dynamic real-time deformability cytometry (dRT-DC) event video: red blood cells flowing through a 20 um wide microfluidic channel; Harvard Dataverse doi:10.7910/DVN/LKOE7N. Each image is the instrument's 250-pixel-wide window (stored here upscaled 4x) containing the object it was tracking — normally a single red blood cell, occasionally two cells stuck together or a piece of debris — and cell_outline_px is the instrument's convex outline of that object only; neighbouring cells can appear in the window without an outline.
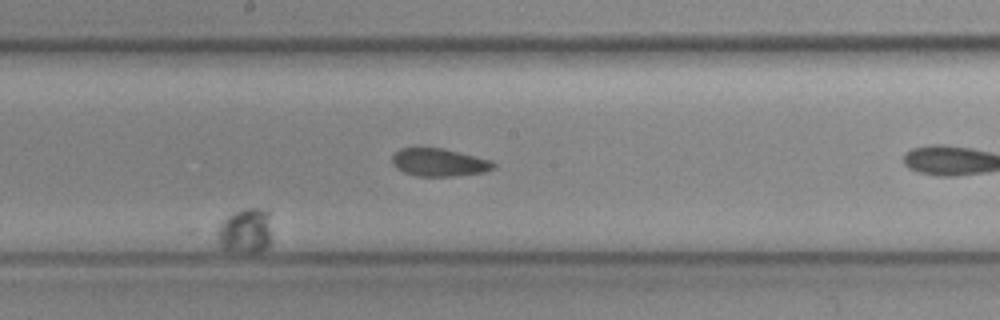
{"species": "common noctule bat (a hibernating species)", "species_latin": "Nyctalus noctula", "temperature_condition": "cold", "stored_images_in_passage": 43, "camera_frame_rate_fps": 3000, "um_per_image_px": 0.085, "animal": {"sex": "female", "body_mass_g": 19.3, "forearm_length_mm": 54.1}, "frame": {"image": 1, "passage_image": 34, "time_ms": 11.0, "image_size_px": [1000, 320], "cell_outline_px": [[272, 240], [268, 248], [256, 252], [248, 252], [220, 248], [216, 240], [216, 228], [228, 216], [244, 208], [260, 208], [268, 212]], "centroid_in_image_um": [20.85, 19.64], "position_along_channel_um": 227.3, "area_um2": 14.45}}